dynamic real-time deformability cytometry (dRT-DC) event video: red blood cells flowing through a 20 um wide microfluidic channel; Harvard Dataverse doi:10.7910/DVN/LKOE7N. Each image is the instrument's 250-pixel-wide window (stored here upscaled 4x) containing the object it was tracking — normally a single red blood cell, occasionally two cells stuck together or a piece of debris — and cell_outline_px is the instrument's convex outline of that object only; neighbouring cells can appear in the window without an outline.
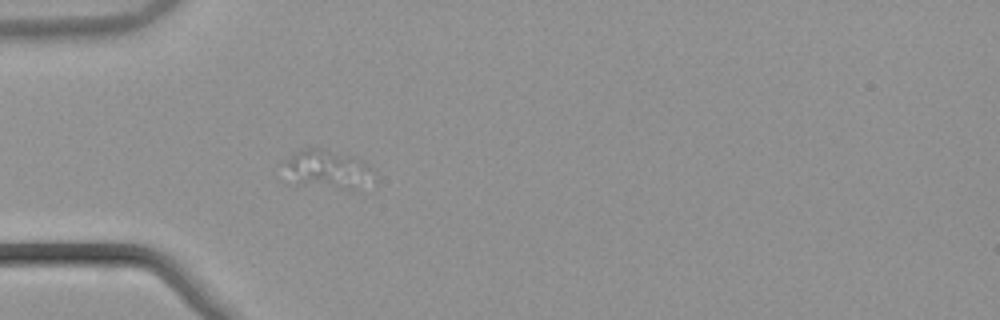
{"species": "common noctule bat (a hibernating species)", "species_latin": "Nyctalus noctula", "temperature_condition": "warm", "stored_images_in_passage": 26, "camera_frame_rate_fps": 3000, "um_per_image_px": 0.085, "animal": {"sex": "male", "body_mass_g": 21.5, "forearm_length_mm": 52.0}, "frame": {"image": 1, "passage_image": 21, "time_ms": 6.667, "image_size_px": [1000, 320], "cell_outline_px": [[368, 168], [356, 188], [340, 188], [284, 184], [280, 180], [284, 160], [292, 152], [304, 148], [320, 148], [352, 156], [360, 160]], "centroid_in_image_um": [27.4, 14.37], "position_along_channel_um": 57.6, "area_um2": 19.88}}